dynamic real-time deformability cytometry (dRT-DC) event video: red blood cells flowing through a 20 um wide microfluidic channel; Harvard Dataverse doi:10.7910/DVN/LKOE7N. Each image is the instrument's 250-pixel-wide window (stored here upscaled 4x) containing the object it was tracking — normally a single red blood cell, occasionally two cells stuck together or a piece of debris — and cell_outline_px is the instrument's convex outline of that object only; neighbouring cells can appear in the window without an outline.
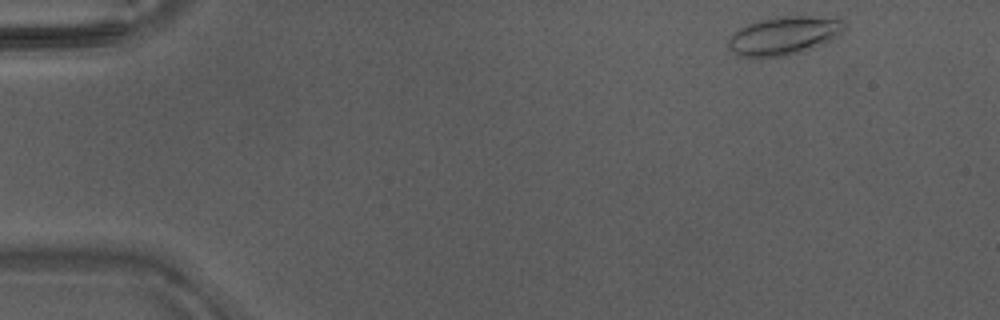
{"species": "Egyptian fruit bat (a non-hibernating species)", "species_latin": "Rousettus aegyptiacus", "temperature_condition": "warm", "stored_images_in_passage": 10, "camera_frame_rate_fps": 3000, "um_per_image_px": 0.085, "animal": {"sex": "male"}, "frame": {"image": 1, "passage_image": 2, "time_ms": 0.333, "image_size_px": [1000, 320], "cell_outline_px": [[844, 32], [840, 36], [832, 40], [812, 48], [800, 52], [784, 56], [744, 56], [736, 52], [728, 44], [728, 36], [732, 32], [748, 24], [764, 20], [784, 16], [840, 16], [844, 20]], "centroid_in_image_um": [66.75, 2.99], "position_along_channel_um": 18.2, "area_um2": 25.84}}